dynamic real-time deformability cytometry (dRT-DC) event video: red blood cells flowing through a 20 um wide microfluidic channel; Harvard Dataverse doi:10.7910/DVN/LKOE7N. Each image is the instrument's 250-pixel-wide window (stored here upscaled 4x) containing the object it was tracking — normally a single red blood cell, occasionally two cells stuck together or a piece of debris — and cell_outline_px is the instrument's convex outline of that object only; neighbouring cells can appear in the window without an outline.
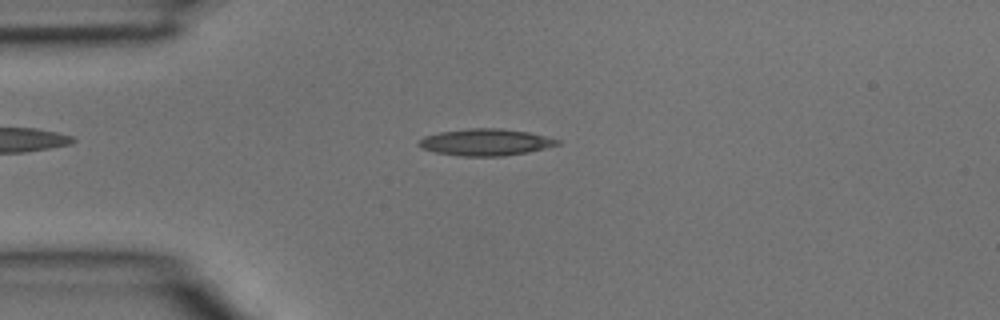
{"species": "common noctule bat (a hibernating species)", "species_latin": "Nyctalus noctula", "temperature_condition": "room temperature", "stored_images_in_passage": 4, "camera_frame_rate_fps": 3000, "um_per_image_px": 0.085, "animal": {"sex": "male", "body_mass_g": 15.6}, "frame": {"image": 1, "passage_image": 3, "time_ms": 0.667, "image_size_px": [1000, 320], "cell_outline_px": [[560, 144], [544, 148], [504, 156], [460, 156], [436, 152], [424, 148], [416, 144], [424, 136], [440, 132], [472, 128], [500, 128], [528, 132], [560, 140]], "centroid_in_image_um": [41.26, 12.08], "position_along_channel_um": 43.7, "area_um2": 21.27}}